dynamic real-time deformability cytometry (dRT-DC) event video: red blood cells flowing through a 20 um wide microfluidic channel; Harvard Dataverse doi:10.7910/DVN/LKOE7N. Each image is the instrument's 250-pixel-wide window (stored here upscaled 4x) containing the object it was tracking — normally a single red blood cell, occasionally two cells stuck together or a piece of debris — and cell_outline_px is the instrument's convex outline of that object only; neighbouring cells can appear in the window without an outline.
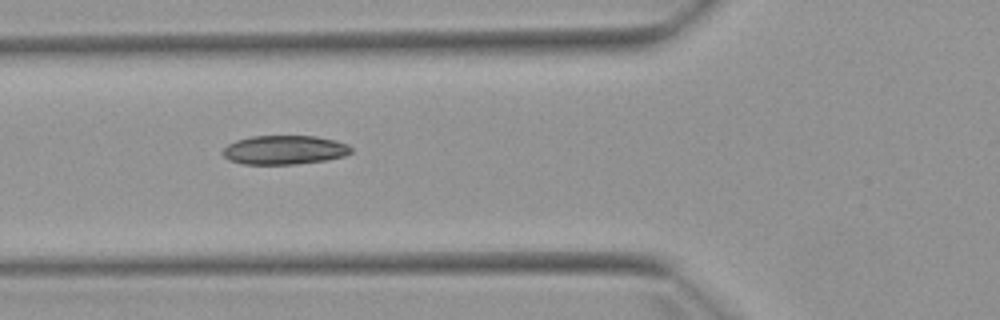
{"species": "Egyptian fruit bat (a non-hibernating species)", "species_latin": "Rousettus aegyptiacus", "temperature_condition": "warm", "stored_images_in_passage": 5, "camera_frame_rate_fps": 3000, "um_per_image_px": 0.085, "animal": {"sex": "female"}, "frame": {"image": 1, "passage_image": 3, "time_ms": 2.333, "image_size_px": [1000, 320], "cell_outline_px": [[352, 152], [344, 156], [328, 160], [296, 164], [244, 164], [228, 160], [220, 152], [228, 144], [236, 140], [252, 136], [316, 136], [336, 140], [348, 144], [352, 148]], "centroid_in_image_um": [24.18, 12.74], "position_along_channel_um": 101.6, "area_um2": 21.91}}
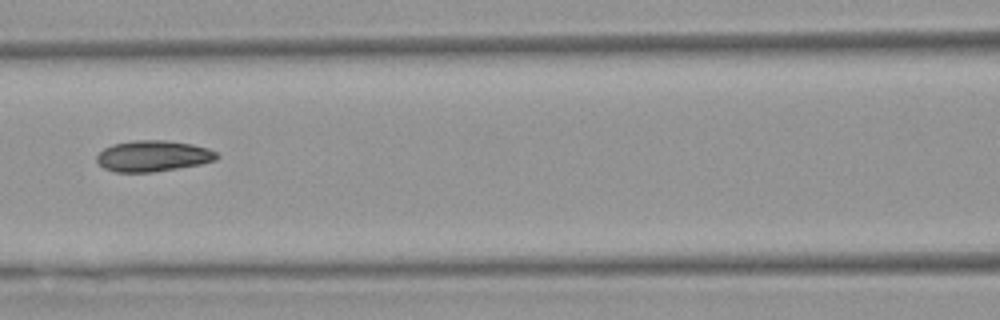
{"frame": {"image": 2, "passage_image": 4, "time_ms": 3.667, "image_size_px": [1000, 320], "cell_outline_px": [[220, 156], [216, 160], [200, 164], [152, 172], [116, 172], [104, 168], [96, 160], [96, 156], [104, 148], [112, 144], [136, 140], [164, 140], [192, 144], [208, 148], [216, 152]], "centroid_in_image_um": [13.01, 13.25], "position_along_channel_um": 153.6, "area_um2": 21.62}}
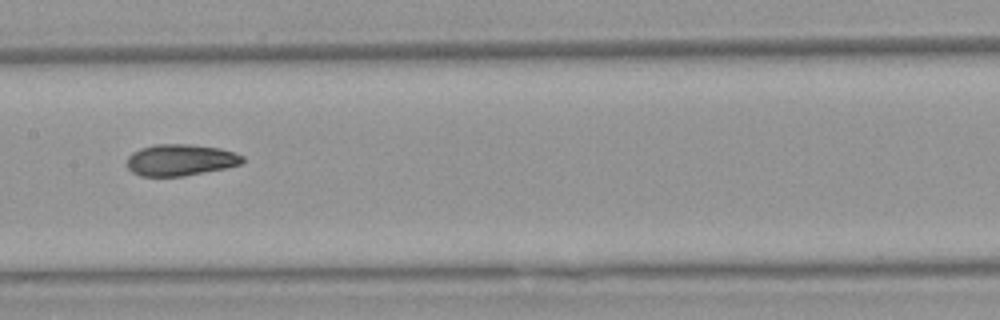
{"frame": {"image": 3, "passage_image": 5, "time_ms": 4.667, "image_size_px": [1000, 320], "cell_outline_px": [[244, 160], [240, 164], [224, 168], [184, 176], [140, 176], [132, 172], [128, 168], [128, 156], [132, 152], [140, 148], [156, 144], [192, 144], [220, 148], [244, 156]], "centroid_in_image_um": [15.32, 13.59], "position_along_channel_um": 192.1, "area_um2": 21.15}}